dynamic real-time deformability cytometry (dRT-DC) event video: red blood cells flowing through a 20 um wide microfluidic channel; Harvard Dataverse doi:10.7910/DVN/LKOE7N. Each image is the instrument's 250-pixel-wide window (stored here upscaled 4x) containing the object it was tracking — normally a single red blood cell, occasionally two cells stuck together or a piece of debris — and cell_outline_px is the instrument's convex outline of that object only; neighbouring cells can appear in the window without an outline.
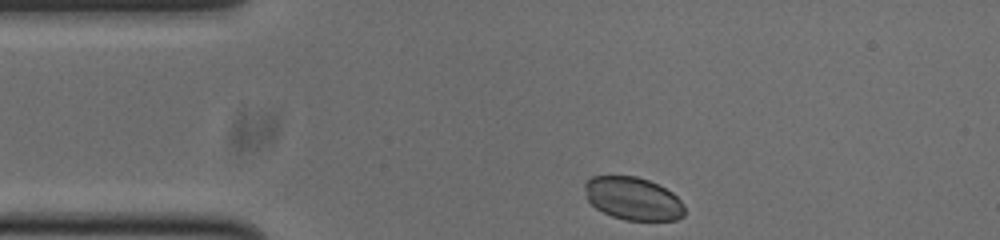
{"species": "common noctule bat (a hibernating species)", "species_latin": "Nyctalus noctula", "temperature_condition": "cold", "stored_images_in_passage": 39, "camera_frame_rate_fps": 3000, "um_per_image_px": 0.085, "animal": {"sex": "male", "body_mass_g": 20.0, "forearm_length_mm": 53.3}, "frame": {"image": 1, "passage_image": 1, "time_ms": 0.0, "image_size_px": [1000, 240], "cell_outline_px": [[684, 216], [676, 220], [624, 220], [612, 216], [596, 208], [588, 200], [584, 188], [584, 184], [592, 176], [636, 176], [648, 180], [672, 192], [684, 204]], "centroid_in_image_um": [53.81, 16.88], "position_along_channel_um": 31.2, "area_um2": 24.85}}
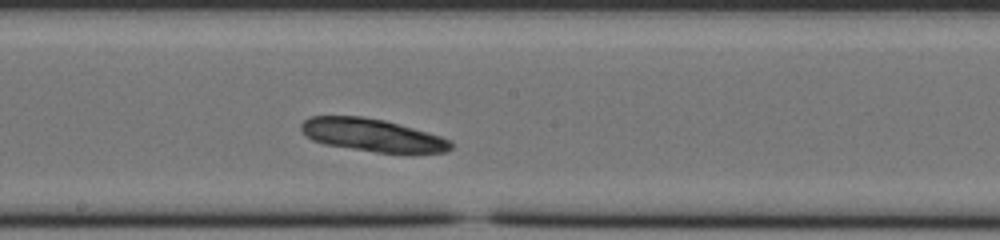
{"frame": {"image": 2, "passage_image": 19, "time_ms": 6.0, "image_size_px": [1000, 240], "cell_outline_px": [[452, 148], [448, 152], [376, 152], [324, 144], [312, 140], [304, 136], [300, 128], [300, 124], [308, 116], [360, 116], [384, 120], [440, 136], [452, 140]], "centroid_in_image_um": [31.58, 11.47], "position_along_channel_um": 216.6, "area_um2": 28.38}}
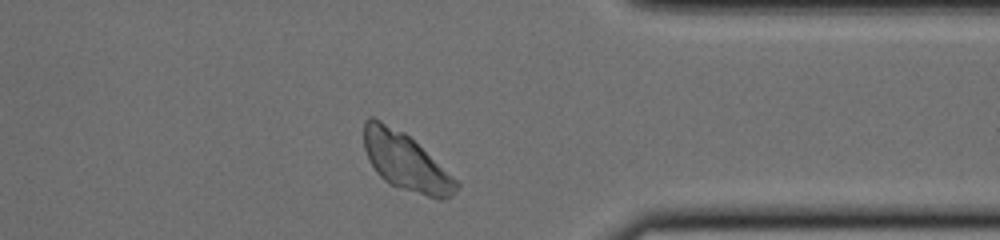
{"frame": {"image": 3, "passage_image": 33, "time_ms": 10.667, "image_size_px": [1000, 240], "cell_outline_px": [[460, 188], [452, 196], [444, 200], [436, 200], [388, 184], [376, 172], [364, 148], [364, 120], [368, 116], [372, 116], [404, 132], [460, 180]], "centroid_in_image_um": [34.55, 13.78], "position_along_channel_um": 376.9, "area_um2": 31.44}, "authors_computed_cell_mechanics": {"area_um2": 29.3046, "velocity_mm_per_s": 3.7079, "shape_relaxation_time_tau1_ms": 0.8346, "shape_relaxation_time_tau2_ms": null, "deformation_change_tau1": null, "deformation_change_tau2": null}}